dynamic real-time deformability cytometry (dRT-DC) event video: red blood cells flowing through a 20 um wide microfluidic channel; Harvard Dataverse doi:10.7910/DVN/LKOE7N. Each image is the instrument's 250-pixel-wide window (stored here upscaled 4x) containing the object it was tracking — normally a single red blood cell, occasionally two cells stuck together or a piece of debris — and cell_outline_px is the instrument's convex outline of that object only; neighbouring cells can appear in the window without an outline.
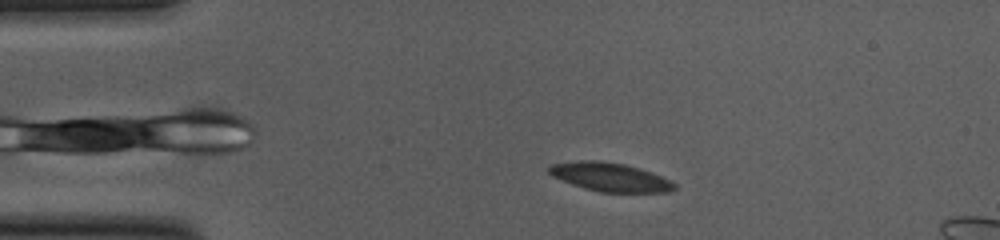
{"species": "common noctule bat (a hibernating species)", "species_latin": "Nyctalus noctula", "temperature_condition": "cold", "stored_images_in_passage": 53, "camera_frame_rate_fps": 3000, "um_per_image_px": 0.085, "animal": {"sex": "female", "body_mass_g": 23.0, "forearm_length_mm": 53.4}, "frame": {"image": 1, "passage_image": 7, "time_ms": 2.0, "image_size_px": [1000, 240], "cell_outline_px": [[676, 188], [668, 192], [600, 192], [584, 188], [572, 184], [552, 176], [548, 172], [548, 164], [580, 160], [600, 160], [624, 164], [640, 168], [652, 172], [676, 184]], "centroid_in_image_um": [51.82, 15.04], "position_along_channel_um": 33.2, "area_um2": 20.98}}
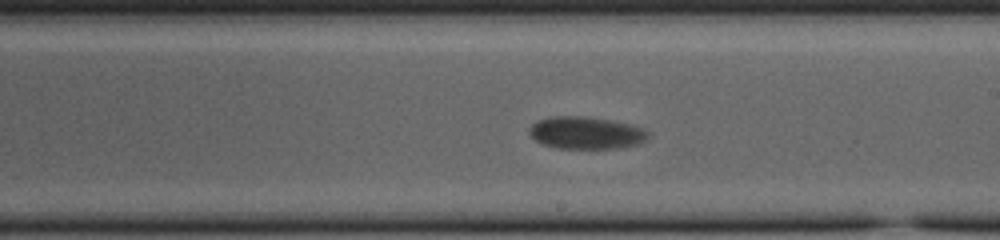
{"frame": {"image": 2, "passage_image": 28, "time_ms": 9.0, "image_size_px": [1000, 240], "cell_outline_px": [[648, 136], [644, 140], [636, 144], [620, 148], [556, 148], [544, 144], [536, 140], [528, 132], [528, 128], [536, 120], [552, 116], [580, 116], [608, 120], [628, 124], [640, 128], [648, 132]], "centroid_in_image_um": [49.74, 11.29], "position_along_channel_um": 239.3, "area_um2": 22.02}}
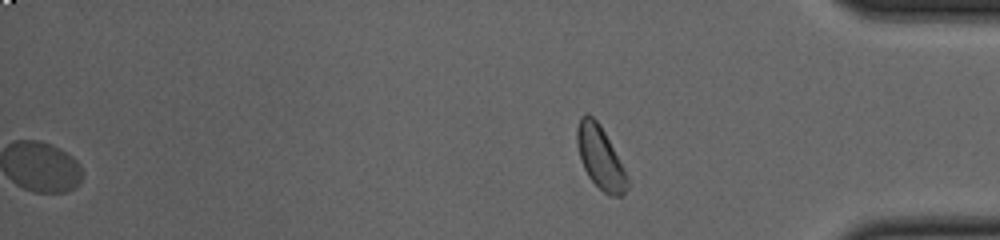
{"frame": {"image": 3, "passage_image": 53, "time_ms": 17.333, "image_size_px": [1000, 240], "cell_outline_px": [[628, 188], [624, 196], [608, 196], [588, 176], [580, 160], [576, 144], [576, 128], [580, 116], [584, 112], [588, 112], [600, 124], [628, 176]], "centroid_in_image_um": [51.0, 13.37], "position_along_channel_um": 384.2, "area_um2": 18.55}, "authors_computed_cell_mechanics": {"area_um2": 22.253, "velocity_mm_per_s": 3.5801, "shape_relaxation_time_tau1_ms": 3.1951, "shape_relaxation_time_tau2_ms": null, "deformation_change_tau1": 0.0739, "deformation_change_tau2": null}}